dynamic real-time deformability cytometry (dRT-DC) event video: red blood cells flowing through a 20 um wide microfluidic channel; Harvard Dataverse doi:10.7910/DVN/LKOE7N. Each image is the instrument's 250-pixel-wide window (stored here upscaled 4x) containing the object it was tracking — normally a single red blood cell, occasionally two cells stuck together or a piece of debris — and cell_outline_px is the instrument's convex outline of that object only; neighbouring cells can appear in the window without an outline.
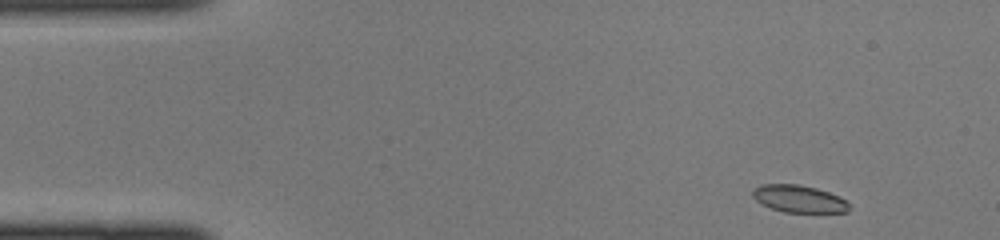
{"species": "common noctule bat (a hibernating species)", "species_latin": "Nyctalus noctula", "temperature_condition": "cold", "stored_images_in_passage": 41, "camera_frame_rate_fps": 3000, "um_per_image_px": 0.085, "animal": {"sex": "female", "body_mass_g": 22.0, "forearm_length_mm": 56.7}, "frame": {"image": 1, "passage_image": 1, "time_ms": 0.0, "image_size_px": [1000, 240], "cell_outline_px": [[848, 212], [784, 212], [760, 204], [752, 196], [752, 192], [760, 184], [800, 184], [816, 188], [840, 196], [848, 204]], "centroid_in_image_um": [67.88, 16.89], "position_along_channel_um": 17.1, "area_um2": 15.26}}
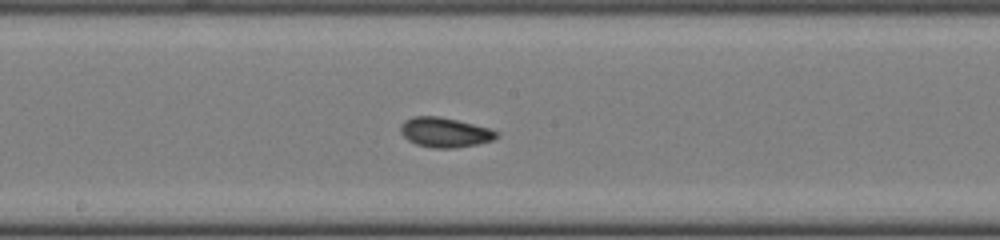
{"frame": {"image": 2, "passage_image": 20, "time_ms": 6.333, "image_size_px": [1000, 240], "cell_outline_px": [[500, 136], [492, 140], [480, 144], [452, 148], [432, 148], [416, 144], [408, 140], [400, 132], [400, 124], [404, 120], [412, 116], [436, 116], [456, 120], [492, 128], [500, 132]], "centroid_in_image_um": [37.84, 11.25], "position_along_channel_um": 210.4, "area_um2": 16.88}}
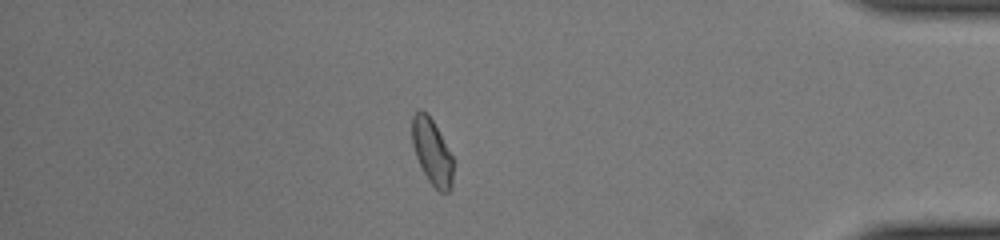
{"frame": {"image": 3, "passage_image": 35, "time_ms": 11.333, "image_size_px": [1000, 240], "cell_outline_px": [[452, 184], [448, 192], [440, 192], [428, 180], [416, 156], [412, 144], [412, 116], [420, 108], [432, 120], [452, 156]], "centroid_in_image_um": [36.7, 12.91], "position_along_channel_um": 398.5, "area_um2": 15.26}}